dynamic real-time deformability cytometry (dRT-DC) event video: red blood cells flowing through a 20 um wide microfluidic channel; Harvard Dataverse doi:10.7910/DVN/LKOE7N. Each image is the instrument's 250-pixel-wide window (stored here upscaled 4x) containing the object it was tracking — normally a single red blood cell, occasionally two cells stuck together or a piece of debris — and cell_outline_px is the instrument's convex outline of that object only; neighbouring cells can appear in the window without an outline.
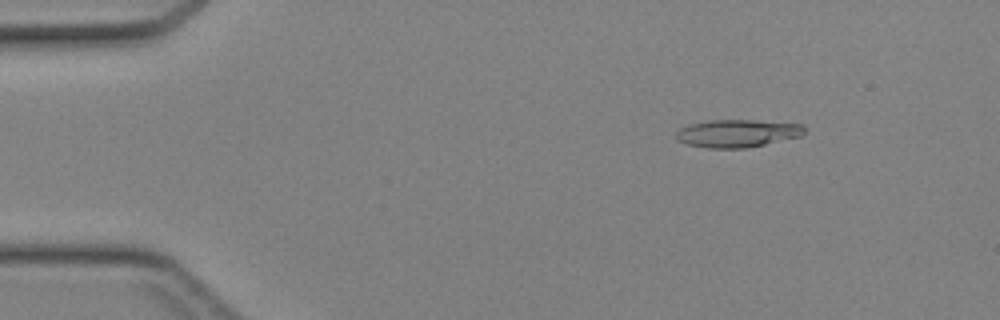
{"species": "Egyptian fruit bat (a non-hibernating species)", "species_latin": "Rousettus aegyptiacus", "temperature_condition": "cold", "stored_images_in_passage": 44, "camera_frame_rate_fps": 3000, "um_per_image_px": 0.085, "animal": {"sex": "female"}, "frame": {"image": 1, "passage_image": 6, "time_ms": 1.667, "image_size_px": [1000, 320], "cell_outline_px": [[804, 132], [800, 136], [764, 144], [744, 148], [708, 148], [688, 144], [676, 140], [676, 132], [680, 128], [692, 124], [708, 120], [752, 120], [804, 124]], "centroid_in_image_um": [62.66, 11.33], "position_along_channel_um": 22.3, "area_um2": 20.52}}
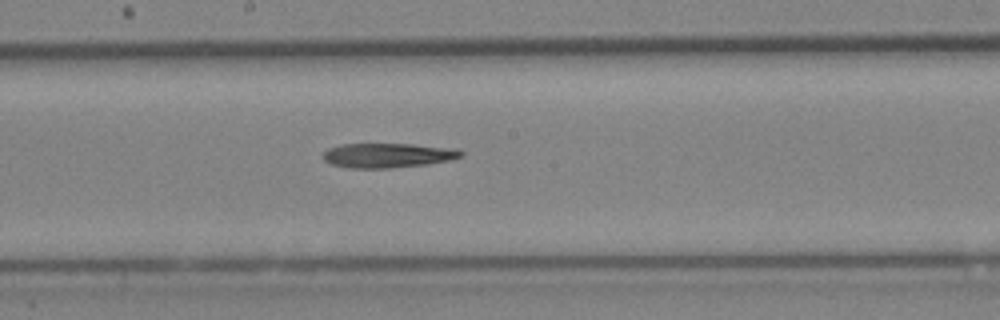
{"frame": {"image": 2, "passage_image": 24, "time_ms": 7.667, "image_size_px": [1000, 320], "cell_outline_px": [[464, 156], [452, 160], [428, 164], [392, 168], [348, 168], [332, 164], [324, 160], [320, 156], [328, 148], [344, 144], [412, 144], [456, 148], [464, 152]], "centroid_in_image_um": [33.0, 13.21], "position_along_channel_um": 215.2, "area_um2": 20.0}}
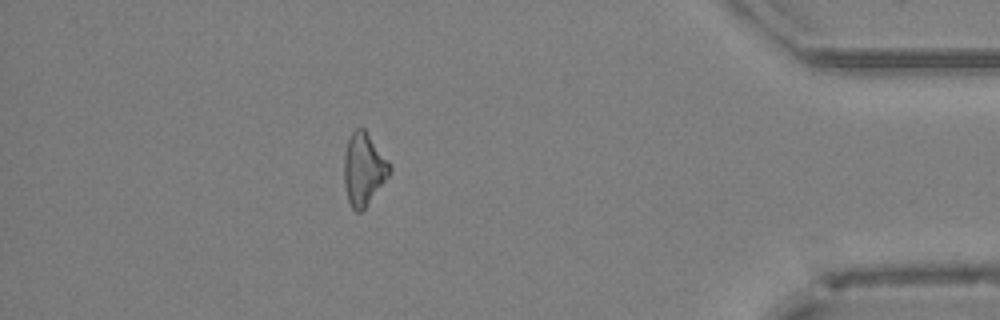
{"frame": {"image": 3, "passage_image": 39, "time_ms": 12.667, "image_size_px": [1000, 320], "cell_outline_px": [[392, 168], [388, 176], [364, 208], [360, 212], [356, 212], [352, 208], [348, 200], [344, 184], [344, 156], [348, 140], [352, 132], [356, 128], [364, 128], [392, 164]], "centroid_in_image_um": [30.92, 14.35], "position_along_channel_um": 404.3, "area_um2": 19.07}}